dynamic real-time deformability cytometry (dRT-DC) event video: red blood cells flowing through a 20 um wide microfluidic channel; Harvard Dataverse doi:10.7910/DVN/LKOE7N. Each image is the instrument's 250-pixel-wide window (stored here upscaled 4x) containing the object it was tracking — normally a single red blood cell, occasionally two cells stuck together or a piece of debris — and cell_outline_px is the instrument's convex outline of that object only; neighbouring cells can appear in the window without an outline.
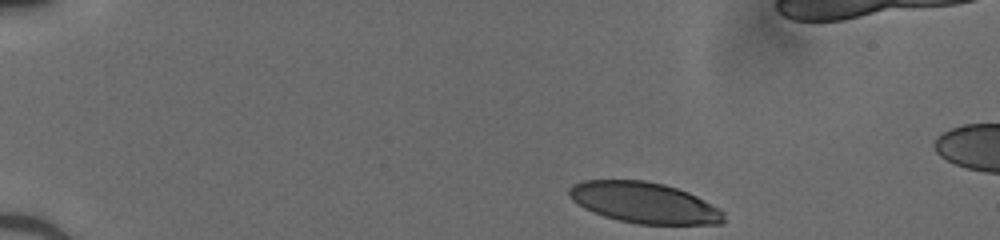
{"species": "human", "species_latin": "Homo sapiens", "temperature_condition": "cold", "stored_images_in_passage": 37, "camera_frame_rate_fps": 3000, "um_per_image_px": 0.085, "donor": {"sex": "male"}, "frame": {"image": 1, "passage_image": 1, "time_ms": 0.0, "image_size_px": [1000, 240], "cell_outline_px": [[724, 220], [720, 224], [636, 224], [604, 216], [592, 212], [584, 208], [572, 200], [568, 196], [568, 188], [572, 184], [584, 180], [644, 180], [664, 184], [688, 192], [720, 208], [724, 212]], "centroid_in_image_um": [54.73, 17.22], "position_along_channel_um": 30.3, "area_um2": 36.93}}
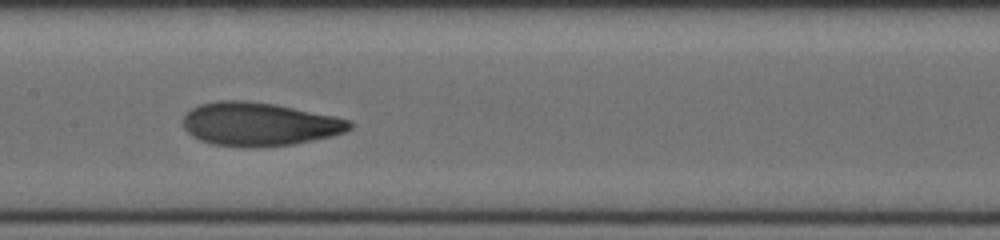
{"frame": {"image": 2, "passage_image": 19, "time_ms": 6.0, "image_size_px": [1000, 240], "cell_outline_px": [[352, 128], [344, 132], [312, 140], [292, 144], [260, 148], [248, 148], [212, 144], [200, 140], [192, 136], [184, 128], [184, 116], [192, 108], [200, 104], [216, 100], [244, 100], [272, 104], [336, 116], [348, 120], [352, 124]], "centroid_in_image_um": [22.0, 10.56], "position_along_channel_um": 185.4, "area_um2": 42.08}}
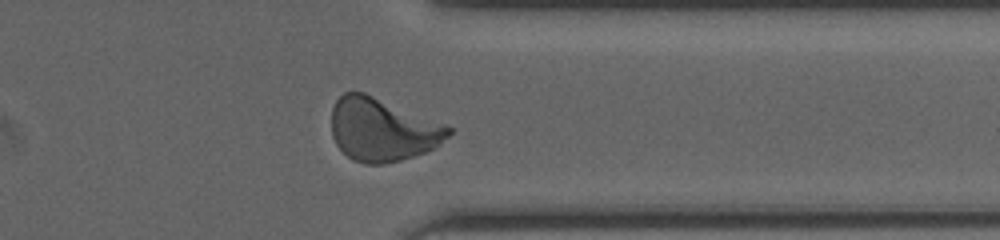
{"frame": {"image": 3, "passage_image": 33, "time_ms": 10.667, "image_size_px": [1000, 240], "cell_outline_px": [[452, 132], [448, 136], [432, 148], [424, 152], [400, 160], [384, 164], [364, 164], [352, 160], [336, 144], [332, 136], [332, 108], [336, 100], [344, 92], [364, 92], [448, 124], [452, 128]], "centroid_in_image_um": [32.5, 11.0], "position_along_channel_um": 378.9, "area_um2": 43.06}}